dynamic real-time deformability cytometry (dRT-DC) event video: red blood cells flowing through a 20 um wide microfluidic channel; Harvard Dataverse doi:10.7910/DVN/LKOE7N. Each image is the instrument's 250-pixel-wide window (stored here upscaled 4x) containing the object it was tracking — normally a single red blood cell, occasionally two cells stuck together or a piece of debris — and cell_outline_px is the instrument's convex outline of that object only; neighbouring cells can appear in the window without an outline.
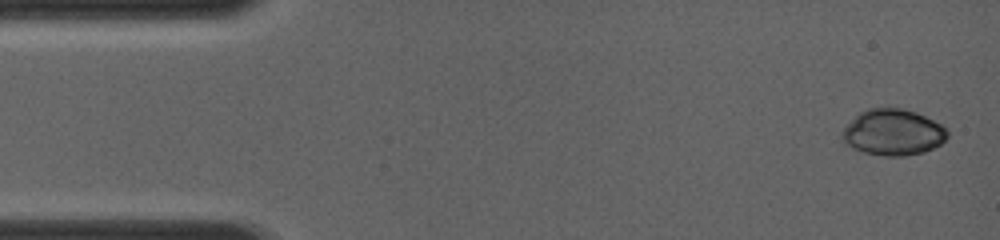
{"species": "common noctule bat (a hibernating species)", "species_latin": "Nyctalus noctula", "temperature_condition": "room temperature", "stored_images_in_passage": 10, "camera_frame_rate_fps": 4000, "um_per_image_px": 0.085, "animal": {"sex": "female", "body_mass_g": 19.0, "forearm_length_mm": 56.7}, "frame": {"image": 1, "passage_image": 1, "time_ms": 0.0, "image_size_px": [1000, 240], "cell_outline_px": [[948, 136], [940, 144], [924, 152], [904, 156], [884, 156], [864, 152], [852, 148], [844, 144], [840, 132], [860, 112], [868, 108], [900, 108], [916, 112], [940, 124], [948, 132]], "centroid_in_image_um": [75.88, 11.26], "position_along_channel_um": 9.1, "area_um2": 28.15}}
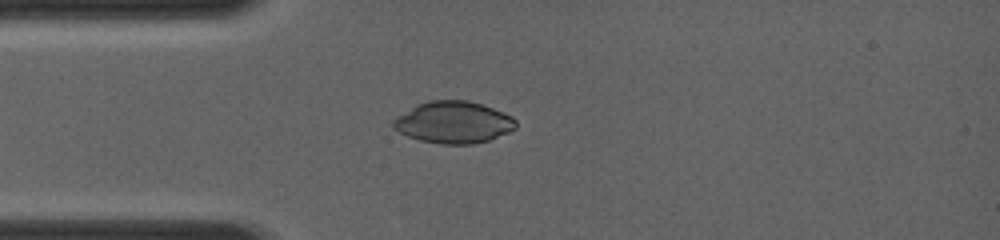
{"frame": {"image": 2, "passage_image": 7, "time_ms": 3.0, "image_size_px": [1000, 240], "cell_outline_px": [[516, 128], [508, 132], [488, 140], [472, 144], [440, 144], [420, 140], [408, 136], [392, 128], [392, 120], [396, 116], [428, 100], [468, 100], [492, 108], [512, 116], [516, 120]], "centroid_in_image_um": [38.53, 10.4], "position_along_channel_um": 46.5, "area_um2": 29.71}}
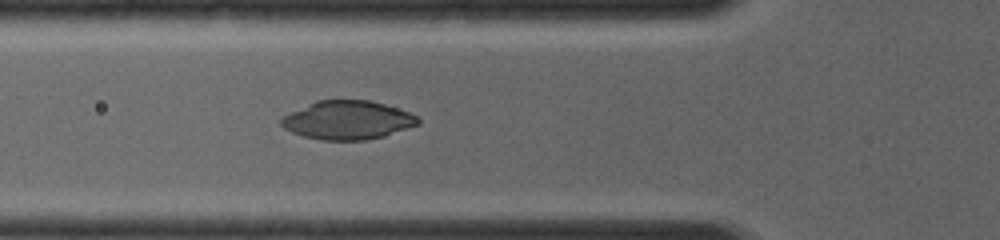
{"frame": {"image": 3, "passage_image": 10, "time_ms": 4.25, "image_size_px": [1000, 240], "cell_outline_px": [[420, 124], [384, 136], [364, 140], [320, 140], [304, 136], [292, 132], [284, 128], [280, 124], [280, 120], [284, 116], [316, 100], [368, 100], [384, 104], [408, 112], [416, 116], [420, 120]], "centroid_in_image_um": [29.55, 10.21], "position_along_channel_um": 96.3, "area_um2": 30.52}}